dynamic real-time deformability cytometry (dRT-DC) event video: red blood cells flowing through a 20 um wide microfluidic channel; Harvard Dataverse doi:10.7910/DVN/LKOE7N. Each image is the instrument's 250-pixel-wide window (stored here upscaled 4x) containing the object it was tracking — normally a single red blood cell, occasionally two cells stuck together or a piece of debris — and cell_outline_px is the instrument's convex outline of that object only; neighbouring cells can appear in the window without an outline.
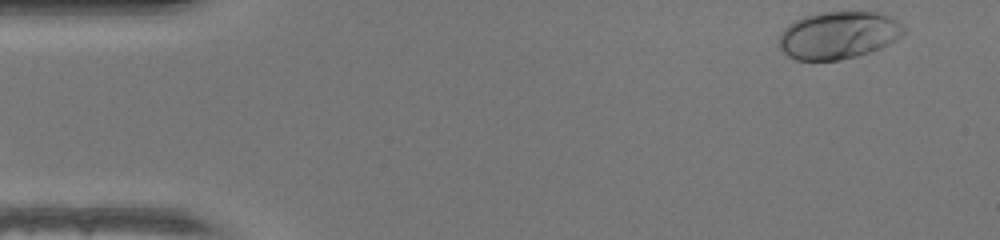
{"species": "human", "species_latin": "Homo sapiens", "temperature_condition": "warm", "stored_images_in_passage": 37, "camera_frame_rate_fps": 3000, "um_per_image_px": 0.085, "donor": {"sex": "female"}, "frame": {"image": 1, "passage_image": 1, "time_ms": 0.0, "image_size_px": [1000, 240], "cell_outline_px": [[908, 32], [888, 44], [880, 48], [856, 56], [840, 60], [796, 60], [788, 56], [780, 48], [780, 32], [788, 24], [796, 20], [820, 12], [880, 12], [892, 16], [908, 28]], "centroid_in_image_um": [71.32, 2.98], "position_along_channel_um": 13.7, "area_um2": 34.68}}
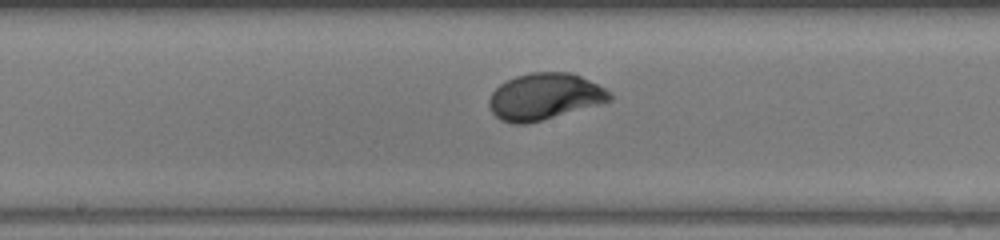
{"frame": {"image": 2, "passage_image": 22, "time_ms": 7.0, "image_size_px": [1000, 240], "cell_outline_px": [[612, 100], [600, 104], [528, 124], [512, 124], [500, 120], [492, 112], [488, 104], [488, 100], [492, 92], [500, 84], [516, 76], [532, 72], [572, 72], [604, 88], [612, 96]], "centroid_in_image_um": [46.25, 8.22], "position_along_channel_um": 201.9, "area_um2": 32.6}}
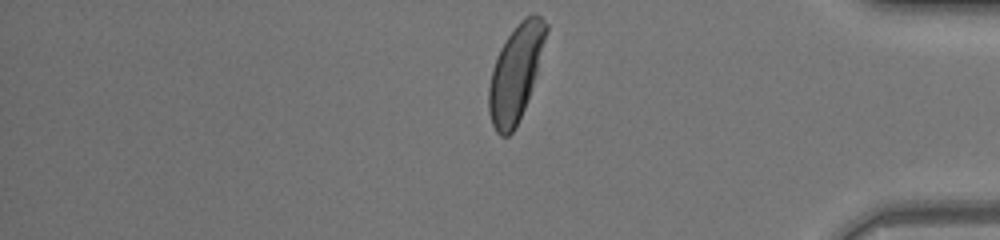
{"frame": {"image": 3, "passage_image": 37, "time_ms": 12.0, "image_size_px": [1000, 240], "cell_outline_px": [[548, 28], [536, 72], [524, 108], [512, 132], [508, 136], [500, 136], [496, 132], [492, 124], [488, 112], [488, 88], [492, 68], [496, 56], [500, 48], [516, 24], [524, 16], [532, 12], [536, 12], [548, 24]], "centroid_in_image_um": [43.8, 6.16], "position_along_channel_um": 391.4, "area_um2": 31.67}, "authors_computed_cell_mechanics": {"area_um2": 32.1368, "velocity_mm_per_s": 4.3438, "shape_relaxation_time_tau1_ms": 2.4806, "shape_relaxation_time_tau2_ms": null, "deformation_change_tau1": 0.1794, "deformation_change_tau2": null}}